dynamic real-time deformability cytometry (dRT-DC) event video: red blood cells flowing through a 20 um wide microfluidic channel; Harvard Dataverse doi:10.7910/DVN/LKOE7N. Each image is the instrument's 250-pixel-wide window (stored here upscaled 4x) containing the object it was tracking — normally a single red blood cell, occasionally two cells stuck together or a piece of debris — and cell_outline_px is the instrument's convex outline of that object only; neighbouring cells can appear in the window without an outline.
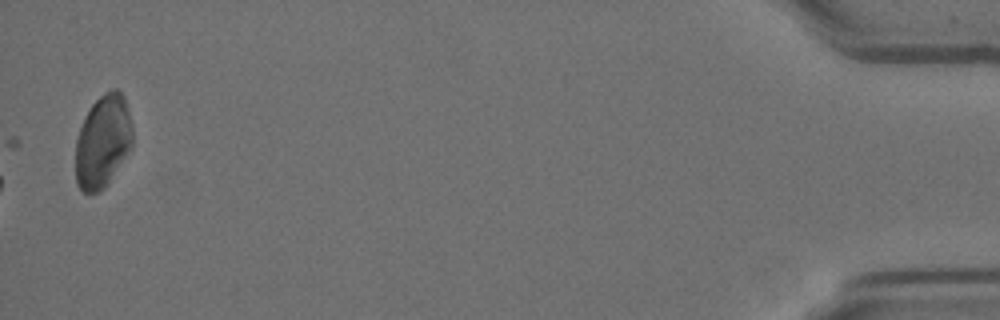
{"species": "Egyptian fruit bat (a non-hibernating species)", "species_latin": "Rousettus aegyptiacus", "temperature_condition": "room temperature", "stored_images_in_passage": 49, "camera_frame_rate_fps": 3000, "um_per_image_px": 0.085, "animal": {"sex": "female"}, "frame": {"image": 1, "passage_image": 49, "time_ms": 16.0, "image_size_px": [1000, 320], "cell_outline_px": [[132, 148], [108, 184], [100, 192], [88, 196], [80, 192], [76, 184], [76, 140], [80, 128], [92, 104], [104, 92], [112, 88], [116, 88], [124, 96], [128, 108], [132, 124]], "centroid_in_image_um": [8.75, 12.08], "position_along_channel_um": 426.5, "area_um2": 31.33}}